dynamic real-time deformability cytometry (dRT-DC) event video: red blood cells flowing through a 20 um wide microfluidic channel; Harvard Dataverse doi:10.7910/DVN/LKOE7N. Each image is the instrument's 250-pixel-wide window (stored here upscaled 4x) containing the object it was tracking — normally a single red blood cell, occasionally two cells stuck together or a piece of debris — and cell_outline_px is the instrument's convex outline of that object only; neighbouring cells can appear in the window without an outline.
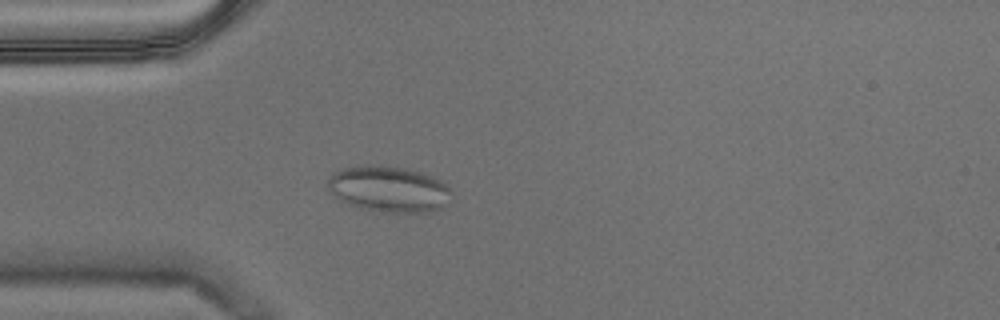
{"species": "Egyptian fruit bat (a non-hibernating species)", "species_latin": "Rousettus aegyptiacus", "temperature_condition": "warm", "stored_images_in_passage": 58, "camera_frame_rate_fps": 3000, "um_per_image_px": 0.085, "animal": {"sex": "male"}, "frame": {"image": 1, "passage_image": 16, "time_ms": 5.0, "image_size_px": [1000, 320], "cell_outline_px": [[452, 192], [444, 208], [432, 212], [388, 212], [360, 208], [348, 204], [340, 200], [328, 192], [328, 180], [332, 172], [344, 168], [360, 164], [380, 164], [408, 168], [432, 176], [448, 184]], "centroid_in_image_um": [33.04, 16.05], "position_along_channel_um": 52.0, "area_um2": 33.81}}
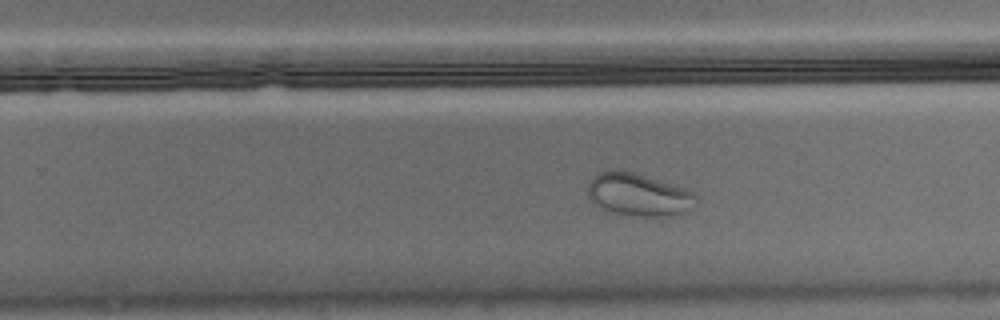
{"frame": {"image": 2, "passage_image": 36, "time_ms": 11.667, "image_size_px": [1000, 320], "cell_outline_px": [[696, 196], [684, 212], [672, 216], [636, 216], [612, 212], [600, 208], [592, 204], [588, 196], [588, 180], [596, 172], [616, 168], [620, 168], [688, 188]], "centroid_in_image_um": [54.17, 16.5], "position_along_channel_um": 275.6, "area_um2": 27.28}}
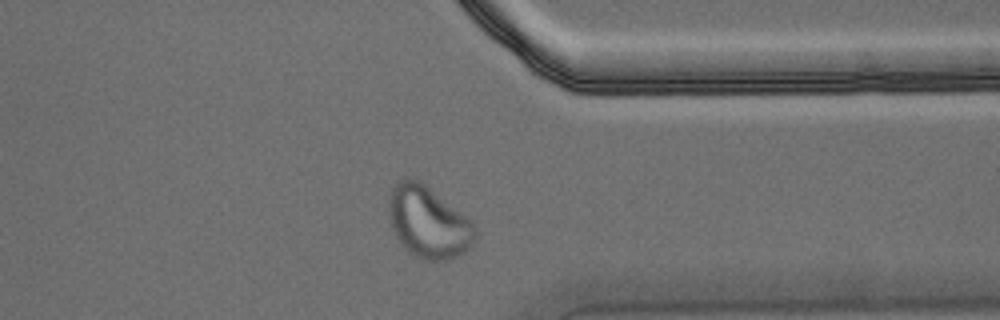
{"frame": {"image": 3, "passage_image": 45, "time_ms": 14.667, "image_size_px": [1000, 320], "cell_outline_px": [[476, 240], [460, 256], [448, 260], [424, 260], [408, 252], [400, 244], [392, 228], [388, 212], [388, 204], [392, 188], [404, 176], [408, 176], [420, 180], [464, 216], [476, 228]], "centroid_in_image_um": [36.37, 18.9], "position_along_channel_um": 375.0, "area_um2": 35.89}}